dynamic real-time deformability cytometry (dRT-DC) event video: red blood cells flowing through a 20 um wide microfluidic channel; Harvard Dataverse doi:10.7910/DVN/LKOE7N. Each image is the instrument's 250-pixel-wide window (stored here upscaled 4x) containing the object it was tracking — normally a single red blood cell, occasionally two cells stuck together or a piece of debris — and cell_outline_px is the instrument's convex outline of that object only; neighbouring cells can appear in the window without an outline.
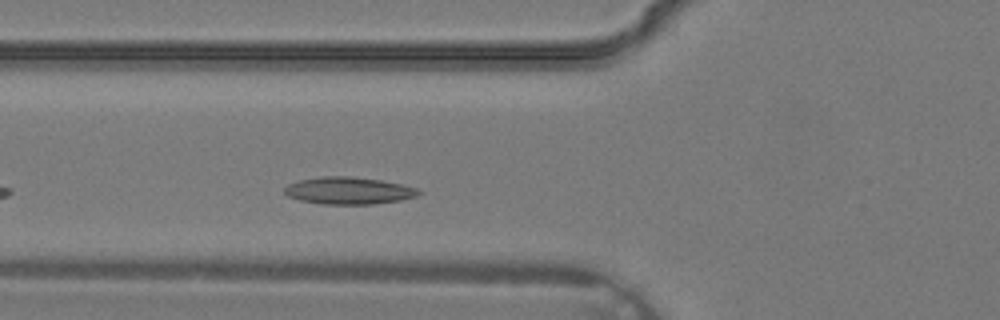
{"species": "common noctule bat (a hibernating species)", "species_latin": "Nyctalus noctula", "temperature_condition": "warm", "stored_images_in_passage": 28, "camera_frame_rate_fps": 3000, "um_per_image_px": 0.085, "animal": {"sex": "male", "body_mass_g": 19.2, "forearm_length_mm": 51.8}, "frame": {"image": 1, "passage_image": 6, "time_ms": 1.667, "image_size_px": [1000, 320], "cell_outline_px": [[420, 192], [416, 196], [400, 200], [372, 204], [320, 204], [300, 200], [288, 196], [284, 192], [284, 188], [288, 184], [296, 180], [324, 176], [348, 176], [380, 180], [400, 184], [416, 188]], "centroid_in_image_um": [29.57, 16.2], "position_along_channel_um": 96.2, "area_um2": 21.1}}
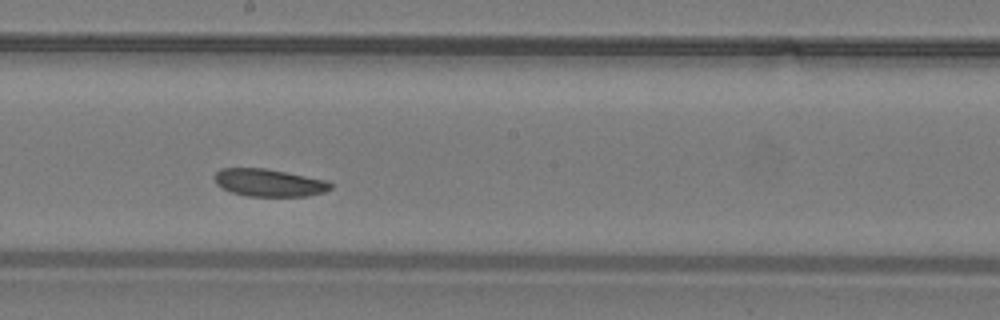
{"frame": {"image": 2, "passage_image": 13, "time_ms": 4.0, "image_size_px": [1000, 320], "cell_outline_px": [[332, 188], [324, 192], [308, 196], [248, 196], [232, 192], [216, 184], [216, 172], [220, 168], [264, 168], [324, 180], [332, 184]], "centroid_in_image_um": [22.86, 15.53], "position_along_channel_um": 225.3, "area_um2": 18.26}}
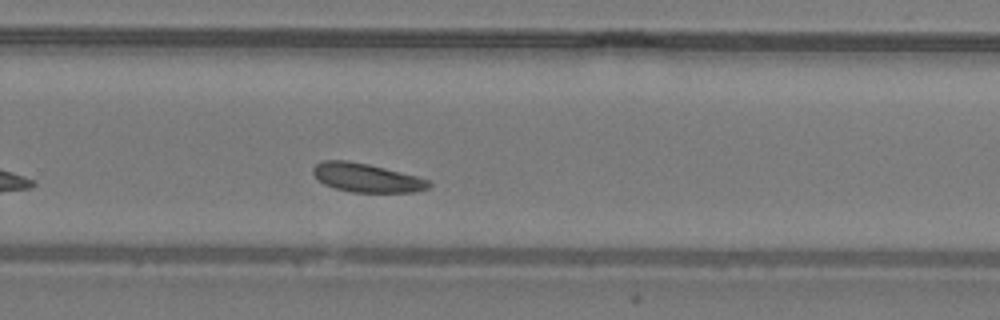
{"frame": {"image": 3, "passage_image": 17, "time_ms": 5.333, "image_size_px": [1000, 320], "cell_outline_px": [[432, 184], [428, 188], [412, 192], [352, 192], [336, 188], [324, 184], [312, 172], [312, 168], [316, 164], [324, 160], [348, 160], [368, 164], [432, 180]], "centroid_in_image_um": [31.17, 15.1], "position_along_channel_um": 298.6, "area_um2": 19.25}}